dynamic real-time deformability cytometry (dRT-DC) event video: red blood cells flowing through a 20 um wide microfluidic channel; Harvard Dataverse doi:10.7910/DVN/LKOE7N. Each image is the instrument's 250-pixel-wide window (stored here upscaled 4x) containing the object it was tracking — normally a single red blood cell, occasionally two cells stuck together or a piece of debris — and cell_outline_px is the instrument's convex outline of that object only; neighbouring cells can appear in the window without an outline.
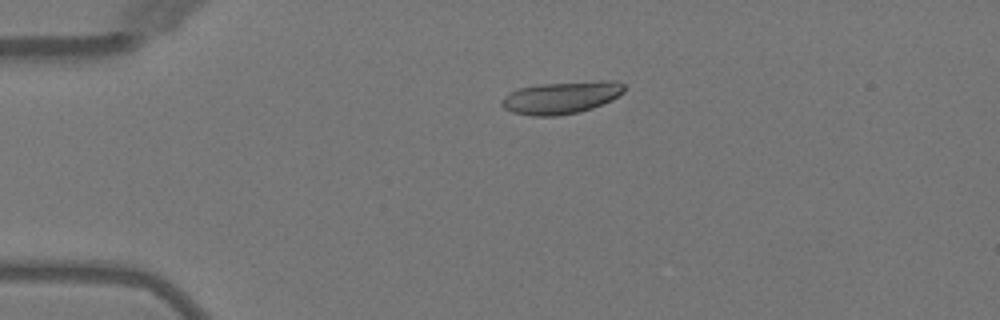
{"species": "Egyptian fruit bat (a non-hibernating species)", "species_latin": "Rousettus aegyptiacus", "temperature_condition": "warm", "stored_images_in_passage": 2, "camera_frame_rate_fps": 3000, "um_per_image_px": 0.085, "animal": {"sex": "female"}, "frame": {"image": 1, "passage_image": 1, "time_ms": 0.0, "image_size_px": [1000, 320], "cell_outline_px": [[624, 92], [612, 100], [592, 108], [580, 112], [556, 116], [532, 116], [512, 112], [504, 108], [500, 104], [500, 100], [504, 96], [516, 88], [544, 84], [600, 80], [612, 80], [624, 84]], "centroid_in_image_um": [47.7, 8.29], "position_along_channel_um": 37.3, "area_um2": 23.24}}